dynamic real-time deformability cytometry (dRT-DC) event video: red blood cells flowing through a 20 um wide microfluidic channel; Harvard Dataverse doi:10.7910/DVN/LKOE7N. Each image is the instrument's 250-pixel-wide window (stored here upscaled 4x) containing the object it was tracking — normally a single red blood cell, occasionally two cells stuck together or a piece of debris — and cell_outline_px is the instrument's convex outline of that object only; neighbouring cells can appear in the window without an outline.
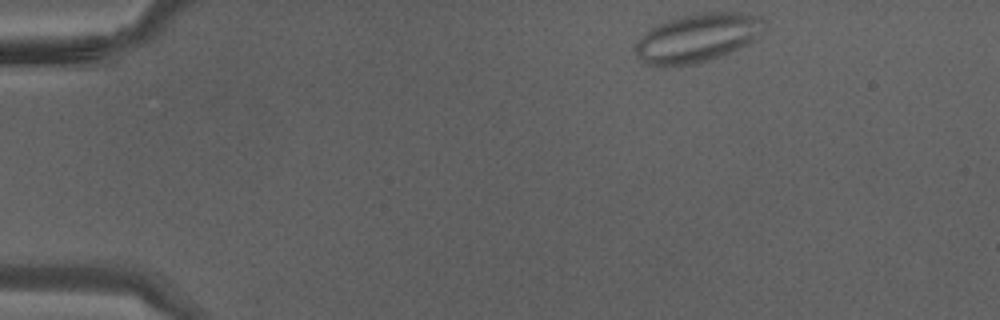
{"species": "Egyptian fruit bat (a non-hibernating species)", "species_latin": "Rousettus aegyptiacus", "temperature_condition": "warm", "stored_images_in_passage": 36, "camera_frame_rate_fps": 3000, "um_per_image_px": 0.085, "animal": {"sex": "male"}, "frame": {"image": 1, "passage_image": 1, "time_ms": 0.0, "image_size_px": [1000, 320], "cell_outline_px": [[768, 20], [760, 36], [720, 56], [708, 60], [692, 64], [664, 68], [660, 68], [644, 64], [636, 56], [632, 48], [652, 28], [676, 16], [692, 12], [740, 12], [760, 16]], "centroid_in_image_um": [59.26, 3.22], "position_along_channel_um": 25.7, "area_um2": 36.88}}
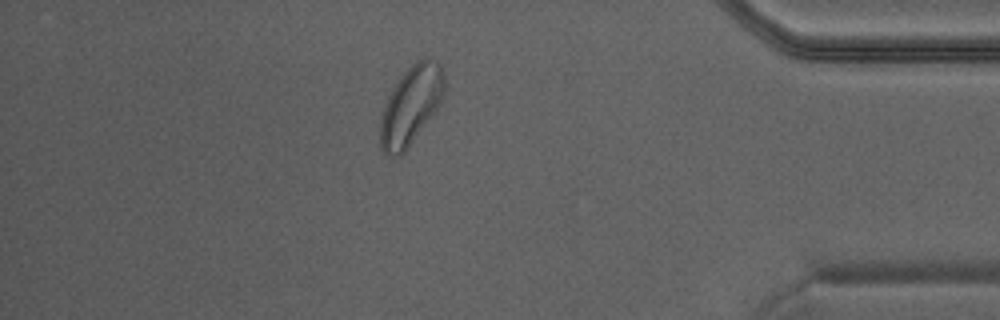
{"frame": {"image": 2, "passage_image": 31, "time_ms": 10.0, "image_size_px": [1000, 320], "cell_outline_px": [[444, 92], [440, 104], [404, 152], [400, 156], [392, 160], [380, 148], [380, 120], [384, 108], [400, 76], [416, 60], [424, 56], [428, 56], [436, 60], [440, 64], [444, 72]], "centroid_in_image_um": [34.94, 8.95], "position_along_channel_um": 400.3, "area_um2": 29.19}}